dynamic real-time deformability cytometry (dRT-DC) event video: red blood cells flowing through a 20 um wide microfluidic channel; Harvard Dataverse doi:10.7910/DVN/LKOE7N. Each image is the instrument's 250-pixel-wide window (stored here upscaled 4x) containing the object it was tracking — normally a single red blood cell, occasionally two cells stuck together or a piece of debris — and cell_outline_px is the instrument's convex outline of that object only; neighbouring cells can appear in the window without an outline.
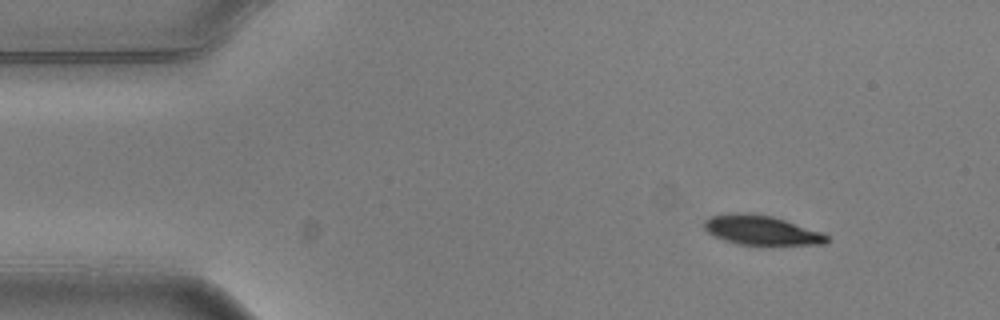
{"species": "common noctule bat (a hibernating species)", "species_latin": "Nyctalus noctula", "temperature_condition": "warm", "stored_images_in_passage": 4, "camera_frame_rate_fps": 3000, "um_per_image_px": 0.085, "animal": {"sex": "male", "body_mass_g": 20.5, "forearm_length_mm": 52.5}, "frame": {"image": 1, "passage_image": 1, "time_ms": 0.0, "image_size_px": [1000, 320], "cell_outline_px": [[828, 240], [824, 244], [740, 244], [724, 240], [708, 232], [704, 228], [704, 220], [708, 216], [728, 212], [748, 212], [772, 216], [820, 232], [828, 236]], "centroid_in_image_um": [64.63, 19.53], "position_along_channel_um": 20.4, "area_um2": 20.81}}
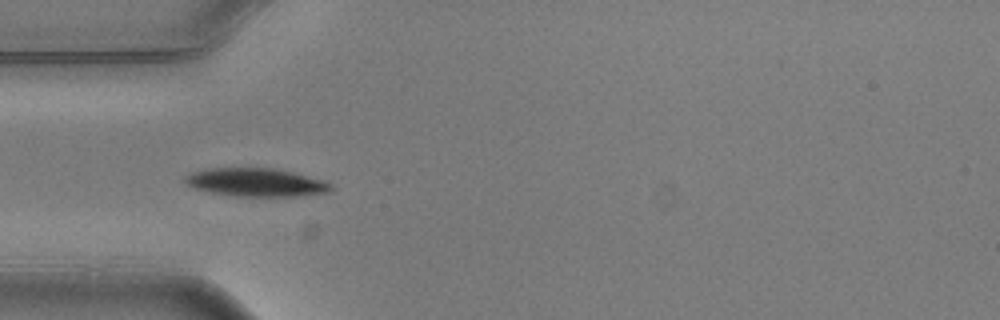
{"frame": {"image": 2, "passage_image": 3, "time_ms": 0.667, "image_size_px": [1000, 320], "cell_outline_px": [[332, 192], [296, 196], [232, 196], [212, 192], [196, 188], [188, 184], [184, 180], [184, 176], [192, 172], [208, 168], [276, 168], [324, 180], [332, 184]], "centroid_in_image_um": [21.8, 15.5], "position_along_channel_um": 63.2, "area_um2": 23.99}}
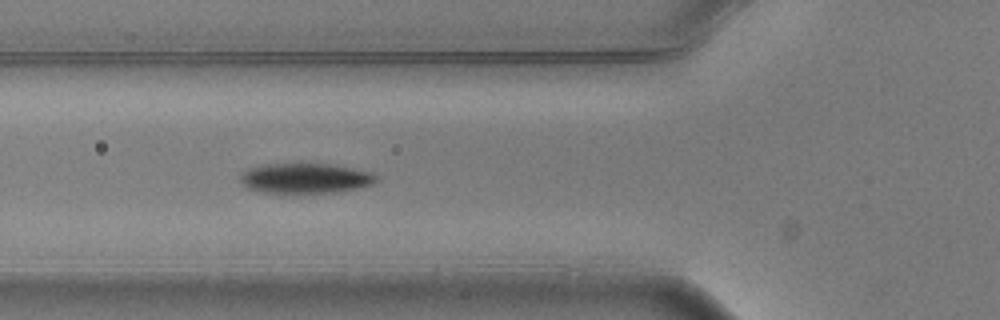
{"frame": {"image": 3, "passage_image": 4, "time_ms": 1.0, "image_size_px": [1000, 320], "cell_outline_px": [[380, 180], [372, 184], [360, 188], [332, 192], [260, 192], [248, 188], [240, 180], [240, 176], [248, 168], [268, 164], [328, 164], [372, 172], [380, 176]], "centroid_in_image_um": [26.01, 15.15], "position_along_channel_um": 99.8, "area_um2": 23.58}}